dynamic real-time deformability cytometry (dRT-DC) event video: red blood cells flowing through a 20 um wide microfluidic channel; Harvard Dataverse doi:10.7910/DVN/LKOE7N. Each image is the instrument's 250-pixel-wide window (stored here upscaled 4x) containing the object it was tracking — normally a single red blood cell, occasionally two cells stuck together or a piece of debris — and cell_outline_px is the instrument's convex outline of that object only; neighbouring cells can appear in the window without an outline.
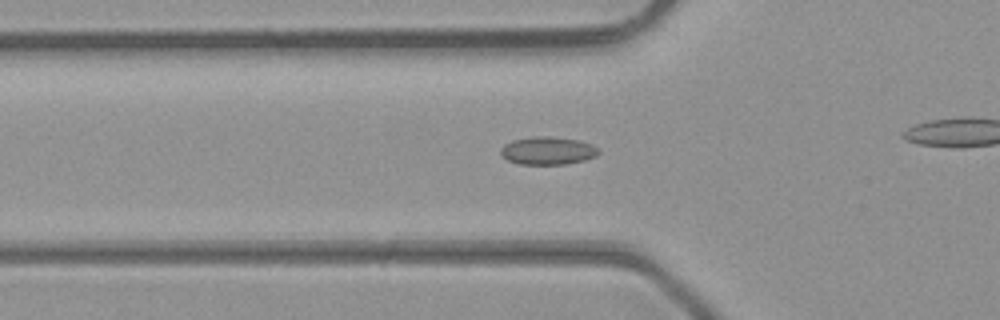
{"species": "common noctule bat (a hibernating species)", "species_latin": "Nyctalus noctula", "temperature_condition": "room temperature", "stored_images_in_passage": 26, "camera_frame_rate_fps": 3000, "um_per_image_px": 0.085, "animal": {"sex": "male", "body_mass_g": 23.1, "forearm_length_mm": 52.7}, "frame": {"image": 1, "passage_image": 4, "time_ms": 1.0, "image_size_px": [1000, 320], "cell_outline_px": [[600, 152], [596, 156], [584, 160], [564, 164], [520, 164], [508, 160], [500, 156], [500, 148], [504, 144], [512, 140], [536, 136], [544, 136], [580, 140], [592, 144]], "centroid_in_image_um": [46.53, 12.81], "position_along_channel_um": 79.3, "area_um2": 15.9}}
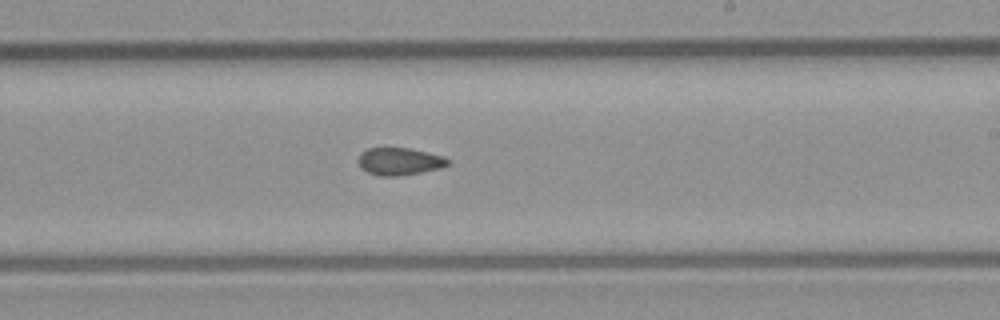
{"frame": {"image": 2, "passage_image": 16, "time_ms": 5.0, "image_size_px": [1000, 320], "cell_outline_px": [[448, 164], [440, 168], [400, 176], [380, 176], [368, 172], [360, 168], [360, 156], [368, 148], [408, 148], [444, 156], [448, 160]], "centroid_in_image_um": [33.97, 13.73], "position_along_channel_um": 255.0, "area_um2": 13.99}}
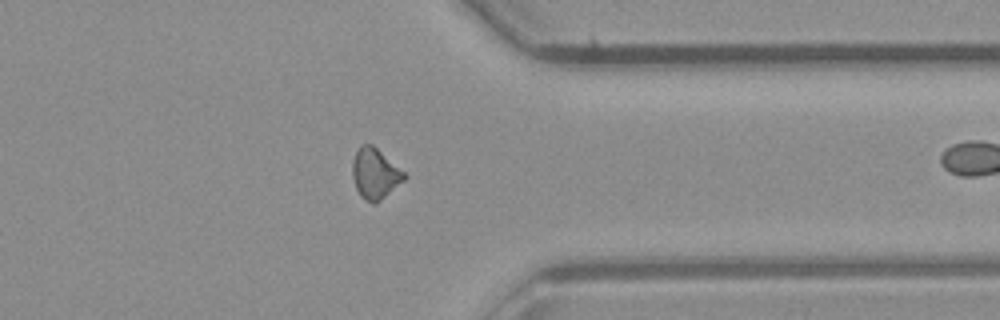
{"frame": {"image": 3, "passage_image": 25, "time_ms": 8.0, "image_size_px": [1000, 320], "cell_outline_px": [[408, 176], [404, 180], [380, 200], [372, 204], [360, 196], [356, 188], [352, 176], [352, 160], [356, 152], [364, 144], [372, 144], [404, 172]], "centroid_in_image_um": [31.86, 14.77], "position_along_channel_um": 379.5, "area_um2": 14.97}}